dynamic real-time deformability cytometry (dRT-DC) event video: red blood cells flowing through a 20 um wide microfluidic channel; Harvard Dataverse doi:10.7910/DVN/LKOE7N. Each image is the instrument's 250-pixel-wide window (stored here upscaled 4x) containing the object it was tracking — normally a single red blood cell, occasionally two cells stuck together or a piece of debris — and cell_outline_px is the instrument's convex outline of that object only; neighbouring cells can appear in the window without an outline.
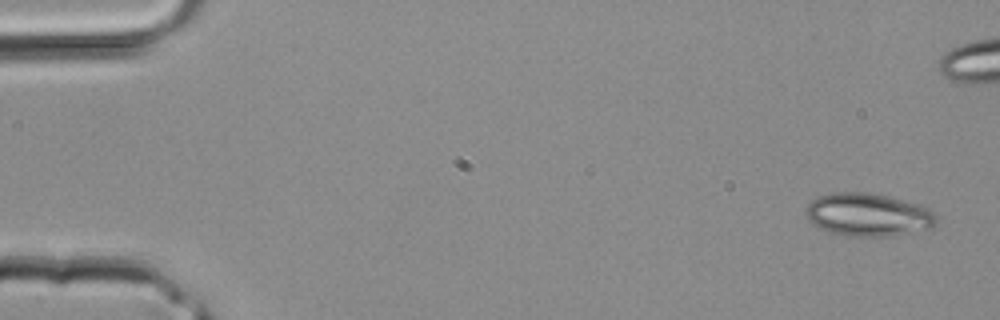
{"species": "common noctule bat (a hibernating species)", "species_latin": "Nyctalus noctula", "temperature_condition": "room temperature", "stored_images_in_passage": 39, "camera_frame_rate_fps": 3000, "um_per_image_px": 0.085, "animal": {"sex": "male", "body_mass_g": 20.4}, "frame": {"image": 1, "passage_image": 1, "time_ms": 0.0, "image_size_px": [1000, 320], "cell_outline_px": [[940, 220], [932, 228], [888, 236], [848, 236], [832, 232], [820, 228], [812, 224], [808, 220], [804, 212], [808, 204], [812, 200], [820, 196], [832, 192], [872, 192], [920, 204], [928, 208]], "centroid_in_image_um": [73.79, 18.24], "position_along_channel_um": 11.2, "area_um2": 32.89}}
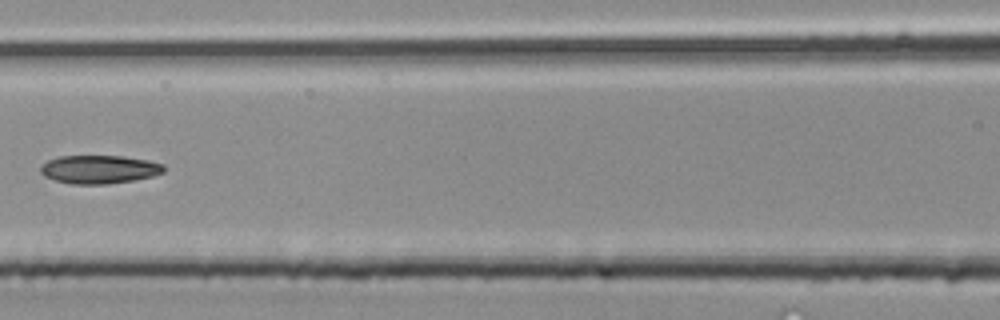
{"frame": {"image": 2, "passage_image": 17, "time_ms": 5.333, "image_size_px": [1000, 320], "cell_outline_px": [[164, 172], [152, 176], [132, 180], [108, 184], [72, 184], [56, 180], [44, 176], [40, 172], [40, 168], [48, 160], [60, 156], [124, 156], [148, 160], [164, 164]], "centroid_in_image_um": [8.45, 14.39], "position_along_channel_um": 158.2, "area_um2": 20.29}}
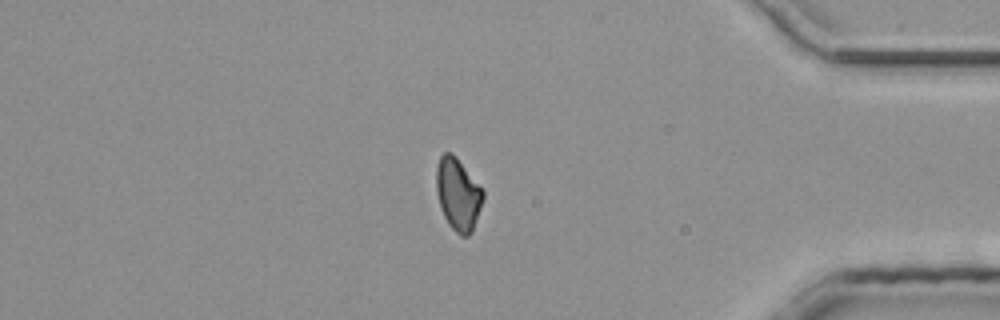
{"frame": {"image": 3, "passage_image": 32, "time_ms": 10.333, "image_size_px": [1000, 320], "cell_outline_px": [[484, 196], [472, 232], [468, 236], [460, 236], [448, 224], [440, 208], [436, 192], [436, 164], [440, 156], [444, 152], [452, 152], [456, 156], [484, 188]], "centroid_in_image_um": [38.93, 16.48], "position_along_channel_um": 396.3, "area_um2": 20.06}}